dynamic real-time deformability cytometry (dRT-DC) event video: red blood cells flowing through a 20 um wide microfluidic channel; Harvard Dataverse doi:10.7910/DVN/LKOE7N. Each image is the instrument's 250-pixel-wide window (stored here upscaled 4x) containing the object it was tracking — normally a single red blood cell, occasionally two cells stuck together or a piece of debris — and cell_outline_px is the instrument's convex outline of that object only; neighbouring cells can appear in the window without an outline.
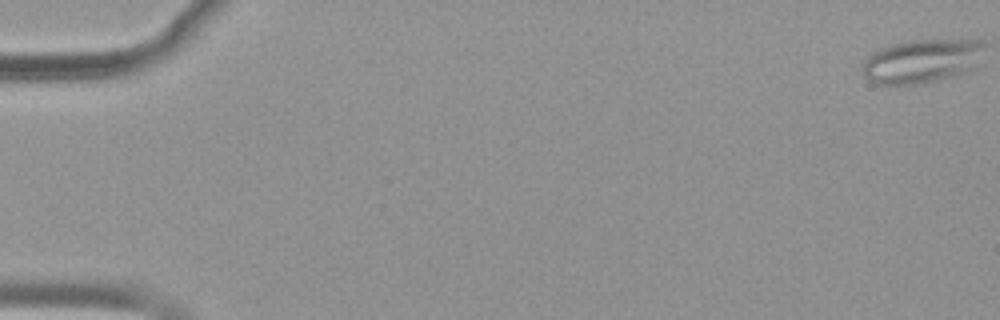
{"species": "common noctule bat (a hibernating species)", "species_latin": "Nyctalus noctula", "temperature_condition": "warm", "stored_images_in_passage": 55, "camera_frame_rate_fps": 3000, "um_per_image_px": 0.085, "animal": {"sex": "female", "body_mass_g": 19.9}, "frame": {"image": 1, "passage_image": 1, "time_ms": 0.0, "image_size_px": [1000, 320], "cell_outline_px": [[984, 44], [968, 68], [964, 72], [936, 80], [916, 84], [876, 84], [868, 80], [864, 76], [860, 68], [864, 60], [872, 52], [880, 48], [892, 44], [912, 40], [984, 40]], "centroid_in_image_um": [78.18, 5.19], "position_along_channel_um": 6.8, "area_um2": 30.23}}
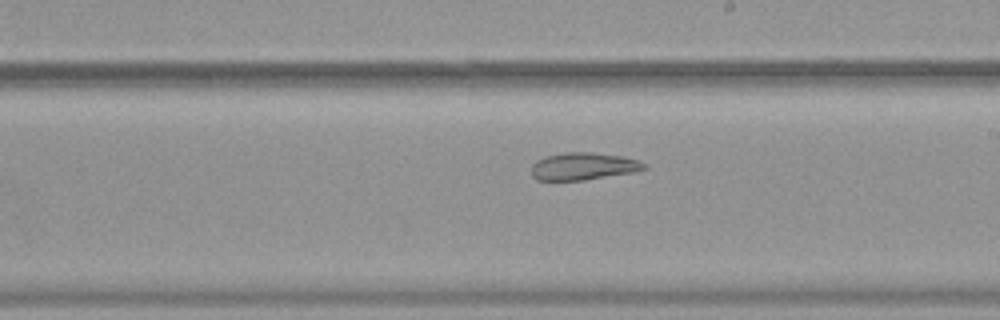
{"frame": {"image": 2, "passage_image": 33, "time_ms": 10.667, "image_size_px": [1000, 320], "cell_outline_px": [[648, 168], [636, 172], [584, 180], [536, 180], [532, 176], [532, 164], [536, 160], [544, 156], [564, 152], [592, 152], [620, 156], [640, 160], [648, 164]], "centroid_in_image_um": [49.61, 14.13], "position_along_channel_um": 239.4, "area_um2": 18.26}}
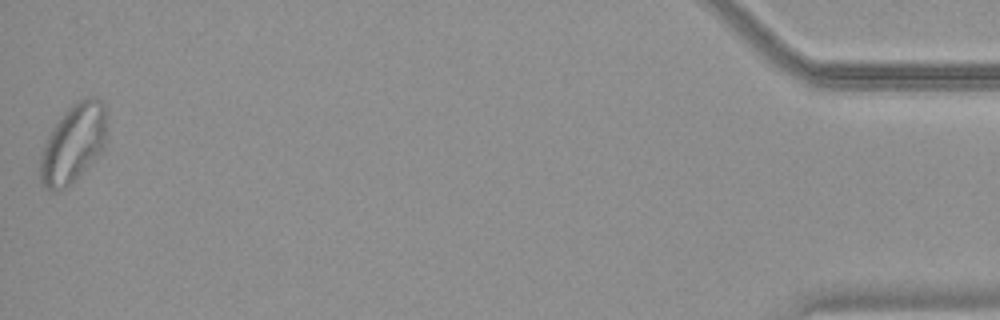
{"frame": {"image": 3, "passage_image": 55, "time_ms": 18.0, "image_size_px": [1000, 320], "cell_outline_px": [[108, 116], [104, 148], [92, 164], [64, 188], [56, 192], [48, 192], [40, 184], [40, 156], [44, 144], [52, 128], [64, 112], [76, 100], [84, 96], [96, 96], [104, 104]], "centroid_in_image_um": [6.24, 12.18], "position_along_channel_um": 429.0, "area_um2": 31.15}, "authors_computed_cell_mechanics": {"area_um2": 26.3568, "velocity_mm_per_s": 3.7661, "shape_relaxation_time_tau1_ms": null, "shape_relaxation_time_tau2_ms": 3.1352, "deformation_change_tau1": null, "deformation_change_tau2": 0.1139}}